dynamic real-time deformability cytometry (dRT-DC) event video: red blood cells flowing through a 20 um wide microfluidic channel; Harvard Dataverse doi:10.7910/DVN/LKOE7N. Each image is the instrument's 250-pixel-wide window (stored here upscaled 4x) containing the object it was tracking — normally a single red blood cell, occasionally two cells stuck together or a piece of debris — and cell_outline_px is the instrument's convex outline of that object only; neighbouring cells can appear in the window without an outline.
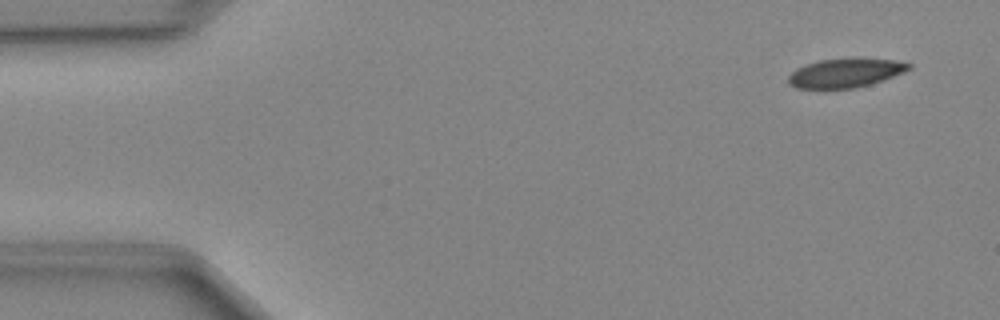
{"species": "Egyptian fruit bat (a non-hibernating species)", "species_latin": "Rousettus aegyptiacus", "temperature_condition": "cold", "stored_images_in_passage": 48, "camera_frame_rate_fps": 3000, "um_per_image_px": 0.085, "animal": {"sex": "female"}, "frame": {"image": 1, "passage_image": 3, "time_ms": 0.667, "image_size_px": [1000, 320], "cell_outline_px": [[912, 68], [904, 72], [856, 88], [796, 88], [788, 84], [788, 76], [796, 68], [820, 60], [892, 60], [912, 64]], "centroid_in_image_um": [71.8, 6.23], "position_along_channel_um": 13.2, "area_um2": 19.48}}
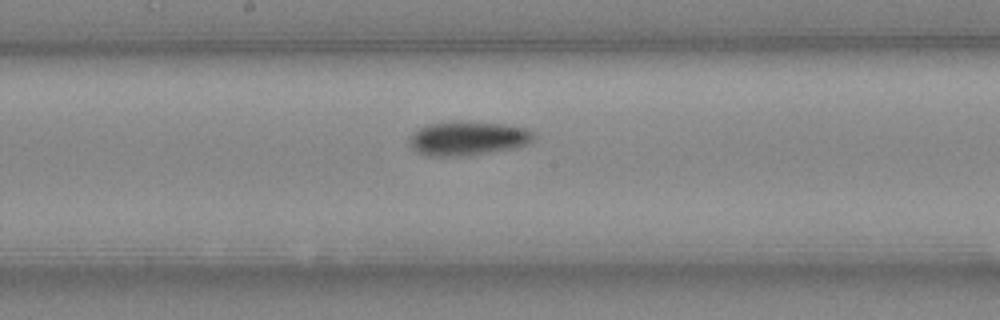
{"frame": {"image": 2, "passage_image": 25, "time_ms": 8.0, "image_size_px": [1000, 320], "cell_outline_px": [[536, 136], [532, 140], [516, 148], [468, 156], [428, 156], [416, 152], [408, 144], [408, 136], [412, 132], [428, 124], [452, 120], [460, 120], [504, 124], [524, 128], [532, 132]], "centroid_in_image_um": [39.69, 11.75], "position_along_channel_um": 208.5, "area_um2": 25.2}}
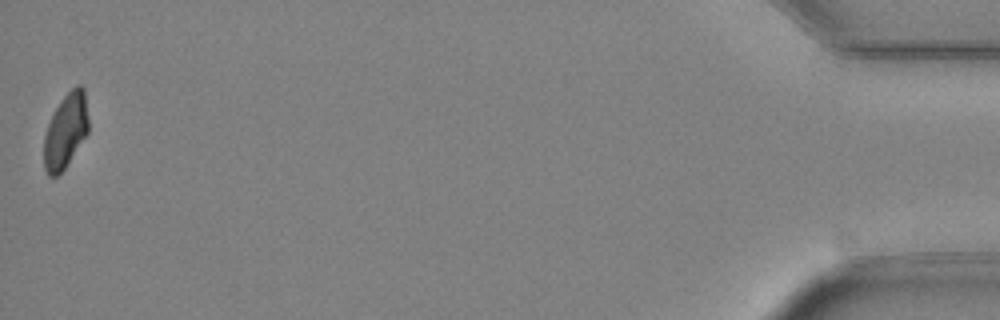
{"frame": {"image": 3, "passage_image": 48, "time_ms": 15.667, "image_size_px": [1000, 320], "cell_outline_px": [[88, 132], [64, 168], [56, 176], [48, 176], [44, 168], [44, 136], [48, 124], [56, 108], [64, 96], [76, 84], [80, 84], [84, 88], [88, 120]], "centroid_in_image_um": [5.57, 11.11], "position_along_channel_um": 429.6, "area_um2": 19.02}}